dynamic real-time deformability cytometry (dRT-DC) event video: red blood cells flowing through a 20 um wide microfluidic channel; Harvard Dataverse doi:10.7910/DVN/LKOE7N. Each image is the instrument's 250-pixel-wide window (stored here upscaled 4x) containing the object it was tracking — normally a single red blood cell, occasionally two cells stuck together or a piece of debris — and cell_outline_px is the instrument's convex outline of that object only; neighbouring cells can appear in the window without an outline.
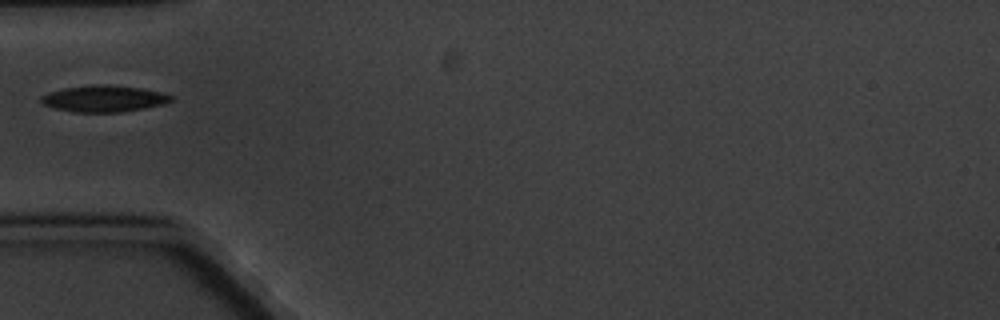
{"species": "common noctule bat (a hibernating species)", "species_latin": "Nyctalus noctula", "temperature_condition": "cold", "stored_images_in_passage": 1, "camera_frame_rate_fps": 3000, "um_per_image_px": 0.085, "animal": {"sex": "male", "body_mass_g": 20.1, "forearm_length_mm": 53.5}, "frame": {"image": 1, "passage_image": 1, "time_ms": 0.0, "image_size_px": [1000, 320], "cell_outline_px": [[172, 100], [164, 104], [144, 108], [120, 112], [72, 112], [56, 108], [44, 104], [40, 100], [40, 96], [64, 88], [96, 84], [108, 84], [140, 88], [164, 92], [172, 96]], "centroid_in_image_um": [8.86, 8.38], "position_along_channel_um": 76.1, "area_um2": 19.94}}